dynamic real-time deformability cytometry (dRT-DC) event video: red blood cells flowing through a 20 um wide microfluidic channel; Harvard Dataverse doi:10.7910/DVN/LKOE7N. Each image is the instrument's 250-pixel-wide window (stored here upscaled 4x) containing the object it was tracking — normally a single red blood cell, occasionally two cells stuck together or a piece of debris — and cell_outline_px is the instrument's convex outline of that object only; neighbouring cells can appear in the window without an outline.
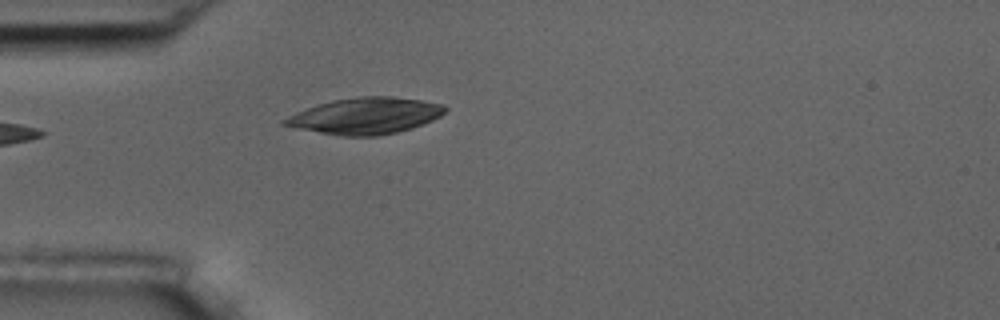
{"species": "common noctule bat (a hibernating species)", "species_latin": "Nyctalus noctula", "temperature_condition": "room temperature", "stored_images_in_passage": 5, "camera_frame_rate_fps": 3000, "um_per_image_px": 0.085, "animal": {"sex": "male", "body_mass_g": 17.5, "forearm_length_mm": 52.3}, "frame": {"image": 1, "passage_image": 5, "time_ms": 4.667, "image_size_px": [1000, 320], "cell_outline_px": [[448, 108], [440, 116], [432, 120], [412, 128], [396, 132], [376, 136], [340, 136], [296, 128], [280, 124], [280, 120], [296, 112], [332, 100], [360, 96], [392, 96], [420, 100], [440, 104]], "centroid_in_image_um": [31.03, 9.85], "position_along_channel_um": 54.0, "area_um2": 33.81}}